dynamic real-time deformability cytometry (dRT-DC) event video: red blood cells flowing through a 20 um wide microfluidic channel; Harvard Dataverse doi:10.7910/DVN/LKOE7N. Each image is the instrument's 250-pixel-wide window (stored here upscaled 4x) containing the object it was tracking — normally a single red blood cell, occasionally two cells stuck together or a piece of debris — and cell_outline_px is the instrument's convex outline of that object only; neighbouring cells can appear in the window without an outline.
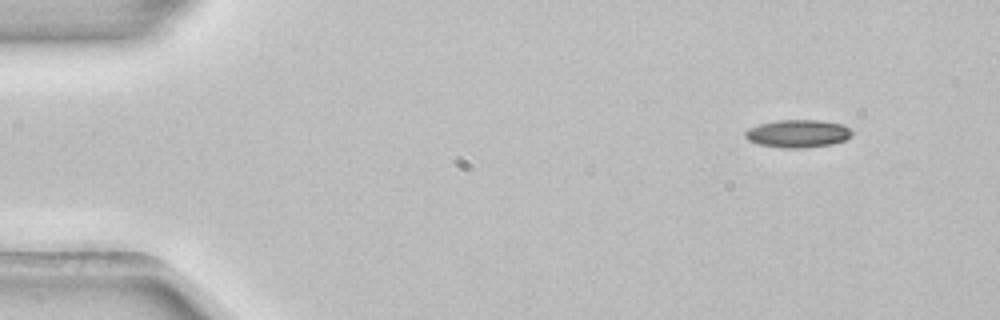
{"species": "common noctule bat (a hibernating species)", "species_latin": "Nyctalus noctula", "temperature_condition": "room temperature", "stored_images_in_passage": 3, "camera_frame_rate_fps": 3000, "um_per_image_px": 0.085, "animal": {"sex": "female", "body_mass_g": 22.7, "forearm_length_mm": 54.2}, "frame": {"image": 1, "passage_image": 1, "time_ms": 0.0, "image_size_px": [1000, 320], "cell_outline_px": [[852, 136], [848, 140], [832, 144], [804, 148], [784, 148], [760, 144], [748, 140], [744, 136], [744, 132], [748, 128], [760, 124], [776, 120], [820, 120], [840, 124], [848, 128], [852, 132]], "centroid_in_image_um": [67.82, 11.36], "position_along_channel_um": 17.2, "area_um2": 17.34}}